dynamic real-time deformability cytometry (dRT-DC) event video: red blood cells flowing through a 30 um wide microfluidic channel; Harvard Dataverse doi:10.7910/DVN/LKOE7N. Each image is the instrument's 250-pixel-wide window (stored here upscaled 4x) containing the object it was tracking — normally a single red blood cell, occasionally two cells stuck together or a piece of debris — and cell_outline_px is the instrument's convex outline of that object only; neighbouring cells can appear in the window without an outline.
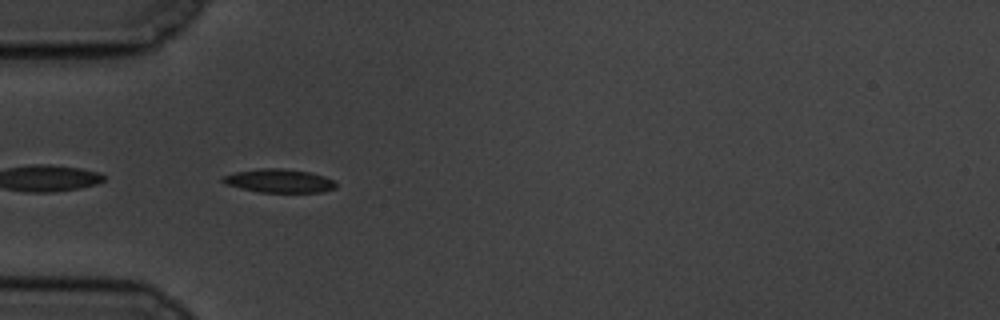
{"species": "common noctule bat (a hibernating species)", "species_latin": "Nyctalus noctula", "temperature_condition": "cold", "stored_images_in_passage": 10, "camera_frame_rate_fps": 3000, "um_per_image_px": 0.085, "animal": {"sex": "male", "body_mass_g": 19.5, "forearm_length_mm": 54.6}, "frame": {"image": 1, "passage_image": 2, "time_ms": 0.333, "image_size_px": [1000, 320], "cell_outline_px": [[336, 188], [320, 192], [260, 192], [240, 188], [224, 184], [220, 180], [220, 176], [236, 172], [260, 168], [280, 168], [308, 172], [324, 176], [336, 180]], "centroid_in_image_um": [23.7, 15.37], "position_along_channel_um": 61.3, "area_um2": 15.61}}
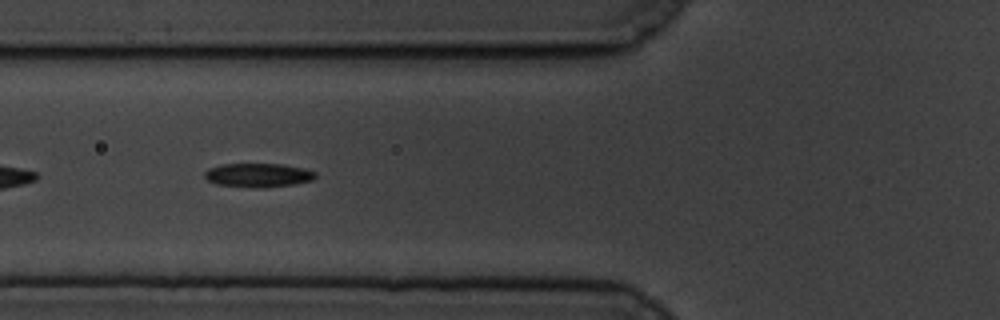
{"frame": {"image": 2, "passage_image": 6, "time_ms": 1.667, "image_size_px": [1000, 320], "cell_outline_px": [[316, 176], [312, 180], [296, 184], [264, 188], [260, 188], [216, 184], [208, 180], [204, 176], [204, 172], [208, 168], [224, 164], [280, 164], [300, 168], [316, 172]], "centroid_in_image_um": [21.93, 14.89], "position_along_channel_um": 103.9, "area_um2": 15.32}}